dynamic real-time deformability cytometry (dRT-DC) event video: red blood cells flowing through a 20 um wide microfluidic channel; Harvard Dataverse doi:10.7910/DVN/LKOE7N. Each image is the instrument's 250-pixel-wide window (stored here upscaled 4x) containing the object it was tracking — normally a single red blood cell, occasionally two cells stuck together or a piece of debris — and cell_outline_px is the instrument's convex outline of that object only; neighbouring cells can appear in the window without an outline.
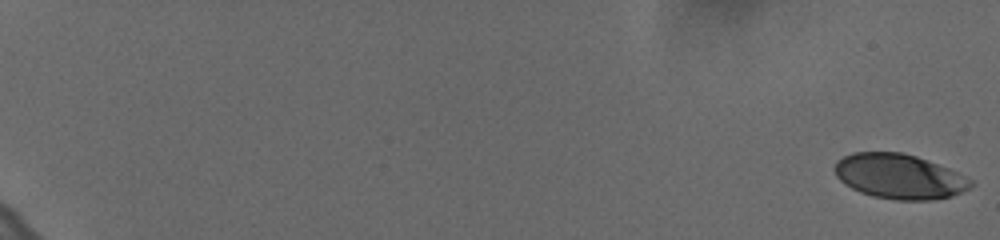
{"species": "human", "species_latin": "Homo sapiens", "temperature_condition": "cold", "stored_images_in_passage": 61, "camera_frame_rate_fps": 3000, "um_per_image_px": 0.085, "donor": {"sex": "female"}, "frame": {"image": 1, "passage_image": 1, "time_ms": 0.0, "image_size_px": [1000, 240], "cell_outline_px": [[976, 184], [952, 196], [932, 200], [896, 200], [872, 196], [860, 192], [844, 184], [836, 176], [836, 160], [852, 152], [900, 152], [916, 156], [948, 168], [972, 180]], "centroid_in_image_um": [76.43, 15.0], "position_along_channel_um": 8.6, "area_um2": 35.43}}
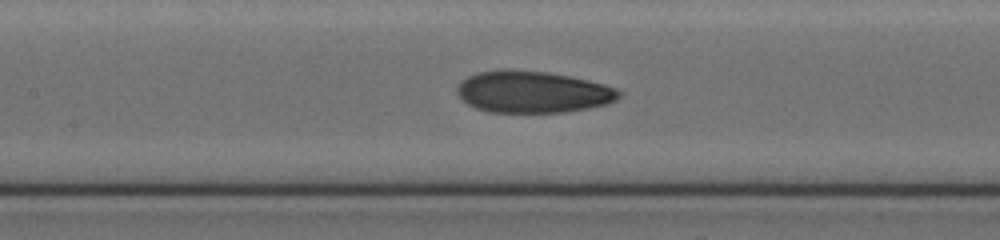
{"frame": {"image": 2, "passage_image": 33, "time_ms": 10.667, "image_size_px": [1000, 240], "cell_outline_px": [[624, 92], [616, 100], [608, 104], [588, 108], [564, 112], [488, 112], [476, 108], [468, 104], [456, 92], [456, 88], [460, 80], [476, 72], [512, 68], [548, 72], [588, 80], [604, 84], [616, 88]], "centroid_in_image_um": [45.28, 7.8], "position_along_channel_um": 162.1, "area_um2": 39.77}}
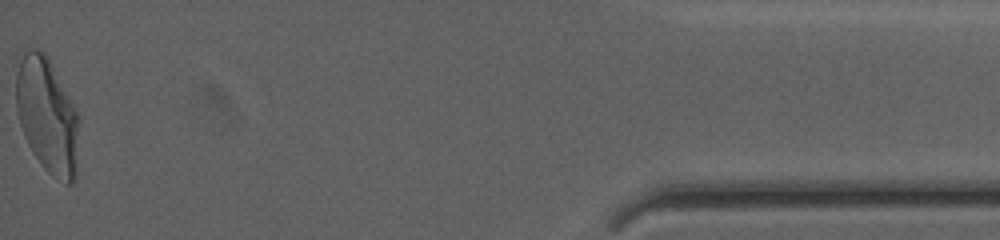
{"frame": {"image": 3, "passage_image": 61, "time_ms": 20.0, "image_size_px": [1000, 240], "cell_outline_px": [[80, 120], [76, 180], [72, 184], [64, 184], [52, 176], [40, 164], [28, 144], [24, 136], [20, 124], [16, 108], [16, 72], [20, 60], [24, 52], [28, 48], [36, 48], [44, 52], [48, 56]], "centroid_in_image_um": [4.02, 9.86], "position_along_channel_um": 431.2, "area_um2": 42.54}, "authors_computed_cell_mechanics": {"area_um2": 38.4948, "velocity_mm_per_s": 3.6266, "shape_relaxation_time_tau1_ms": 5.8738, "shape_relaxation_time_tau2_ms": 1.483, "deformation_change_tau1": 0.2112, "deformation_change_tau2": 0.0749}}